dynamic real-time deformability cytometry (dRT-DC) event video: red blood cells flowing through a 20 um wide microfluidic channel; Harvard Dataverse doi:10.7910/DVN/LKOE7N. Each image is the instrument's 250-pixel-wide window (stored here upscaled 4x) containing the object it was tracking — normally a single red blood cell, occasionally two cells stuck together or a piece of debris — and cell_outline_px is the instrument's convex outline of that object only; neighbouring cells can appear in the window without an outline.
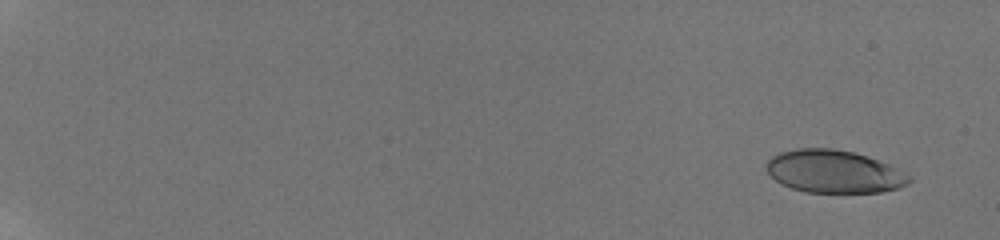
{"species": "human", "species_latin": "Homo sapiens", "temperature_condition": "room temperature", "stored_images_in_passage": 10, "camera_frame_rate_fps": 3000, "um_per_image_px": 0.085, "donor": {"sex": "male"}, "frame": {"image": 1, "passage_image": 1, "time_ms": 0.0, "image_size_px": [1000, 240], "cell_outline_px": [[912, 180], [908, 184], [900, 188], [880, 192], [804, 192], [792, 188], [776, 180], [768, 172], [768, 160], [772, 156], [780, 152], [796, 148], [832, 148], [852, 152], [868, 156], [888, 164], [912, 176]], "centroid_in_image_um": [70.93, 14.58], "position_along_channel_um": 14.1, "area_um2": 35.43}}